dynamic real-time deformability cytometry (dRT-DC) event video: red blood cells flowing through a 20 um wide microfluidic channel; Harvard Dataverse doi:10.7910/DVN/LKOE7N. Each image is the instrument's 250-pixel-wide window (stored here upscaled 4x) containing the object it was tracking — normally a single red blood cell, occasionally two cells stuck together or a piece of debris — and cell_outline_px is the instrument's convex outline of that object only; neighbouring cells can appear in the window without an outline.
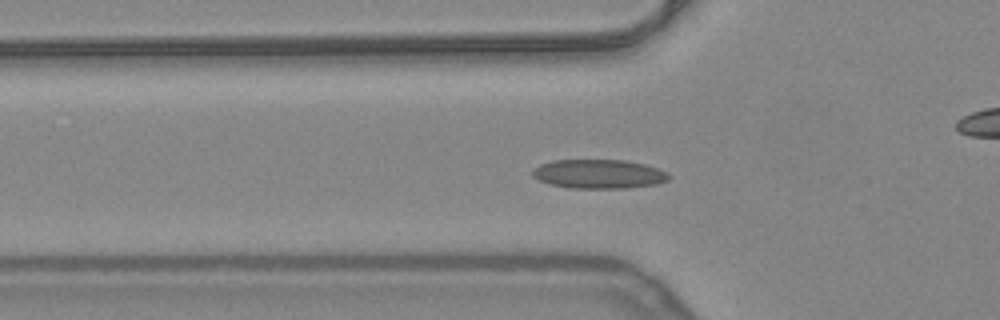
{"species": "common noctule bat (a hibernating species)", "species_latin": "Nyctalus noctula", "temperature_condition": "warm", "stored_images_in_passage": 41, "camera_frame_rate_fps": 3000, "um_per_image_px": 0.085, "animal": {"sex": "female", "body_mass_g": 24.6, "forearm_length_mm": 56.2}, "frame": {"image": 1, "passage_image": 6, "time_ms": 1.667, "image_size_px": [1000, 320], "cell_outline_px": [[668, 180], [656, 184], [624, 188], [572, 188], [552, 184], [540, 180], [532, 176], [532, 172], [540, 164], [552, 160], [624, 160], [644, 164], [668, 172]], "centroid_in_image_um": [50.9, 14.78], "position_along_channel_um": 74.9, "area_um2": 22.83}}
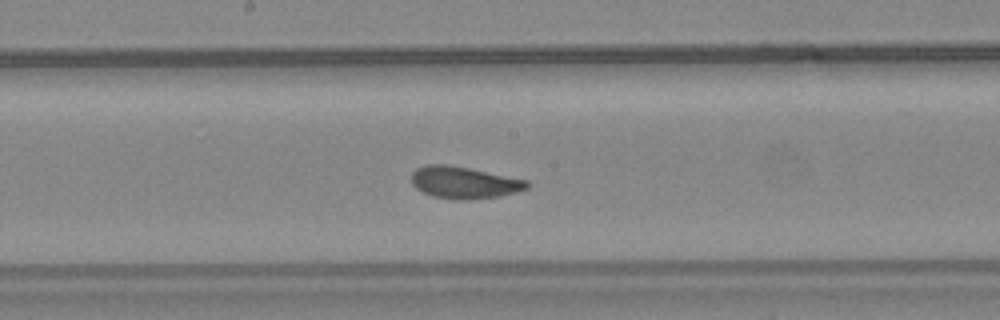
{"frame": {"image": 2, "passage_image": 16, "time_ms": 5.0, "image_size_px": [1000, 320], "cell_outline_px": [[532, 184], [528, 188], [516, 192], [500, 196], [468, 200], [456, 200], [432, 196], [416, 188], [412, 184], [412, 172], [416, 168], [428, 164], [444, 164], [468, 168], [528, 180]], "centroid_in_image_um": [39.46, 15.52], "position_along_channel_um": 208.7, "area_um2": 21.56}}
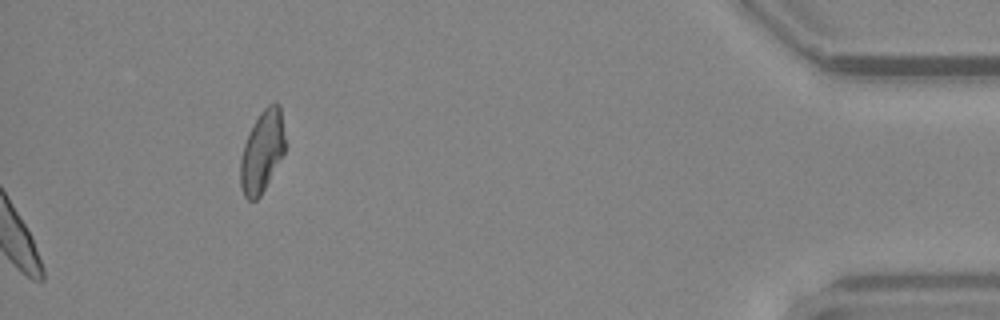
{"frame": {"image": 3, "passage_image": 41, "time_ms": 13.333, "image_size_px": [1000, 320], "cell_outline_px": [[284, 152], [260, 196], [256, 200], [248, 200], [244, 196], [240, 188], [240, 160], [244, 144], [248, 132], [252, 124], [260, 112], [268, 104], [276, 100], [280, 104], [284, 136]], "centroid_in_image_um": [22.25, 12.84], "position_along_channel_um": 412.9, "area_um2": 21.27}, "authors_computed_cell_mechanics": {"area_um2": 21.3282, "velocity_mm_per_s": 3.9827, "shape_relaxation_time_tau1_ms": 5.2777, "shape_relaxation_time_tau2_ms": 1.1086, "deformation_change_tau1": 0.1334, "deformation_change_tau2": 0.0833}}